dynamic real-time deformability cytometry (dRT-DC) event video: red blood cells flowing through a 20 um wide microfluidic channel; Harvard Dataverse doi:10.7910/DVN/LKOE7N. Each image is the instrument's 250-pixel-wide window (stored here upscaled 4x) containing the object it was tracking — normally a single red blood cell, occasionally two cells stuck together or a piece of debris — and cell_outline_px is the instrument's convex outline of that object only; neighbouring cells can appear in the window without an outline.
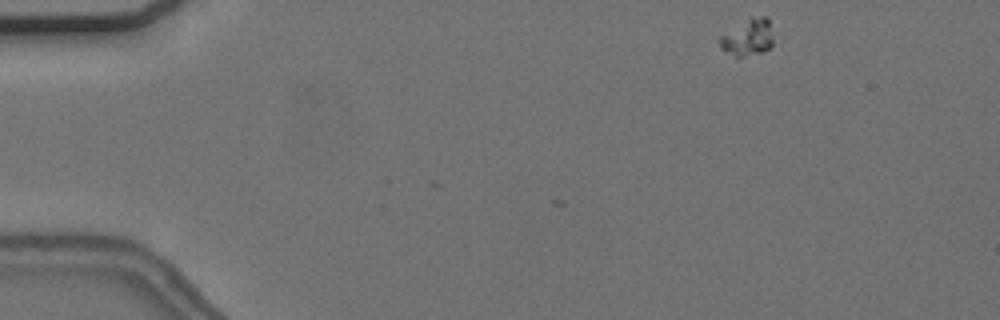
{"species": "common noctule bat (a hibernating species)", "species_latin": "Nyctalus noctula", "temperature_condition": "cold", "stored_images_in_passage": 10, "camera_frame_rate_fps": 3000, "um_per_image_px": 0.085, "animal": {"sex": "female", "body_mass_g": 24.6, "forearm_length_mm": 56.2}, "frame": {"image": 1, "passage_image": 1, "time_ms": 0.0, "image_size_px": [1000, 320], "cell_outline_px": [[772, 44], [768, 48], [760, 52], [744, 56], [736, 56], [720, 48], [716, 40], [720, 36], [752, 16], [768, 16], [772, 36]], "centroid_in_image_um": [63.54, 3.16], "position_along_channel_um": 21.5, "area_um2": 11.27}}